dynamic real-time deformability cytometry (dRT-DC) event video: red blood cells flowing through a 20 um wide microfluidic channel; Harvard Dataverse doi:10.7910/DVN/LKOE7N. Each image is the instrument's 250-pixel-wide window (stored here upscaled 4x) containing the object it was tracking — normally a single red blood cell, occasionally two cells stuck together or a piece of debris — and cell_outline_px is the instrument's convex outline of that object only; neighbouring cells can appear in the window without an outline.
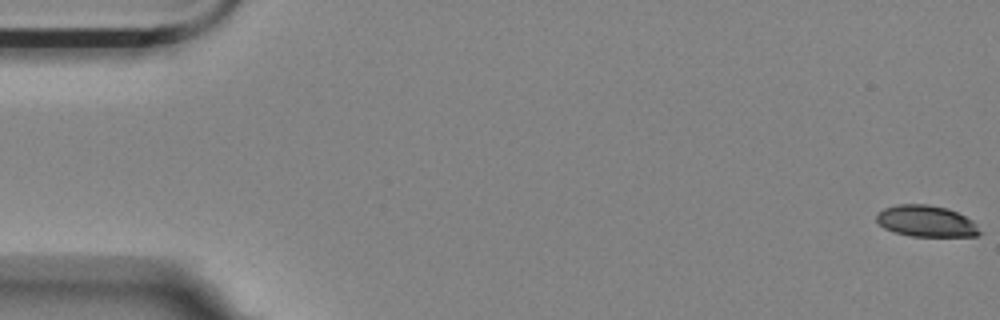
{"species": "Egyptian fruit bat (a non-hibernating species)", "species_latin": "Rousettus aegyptiacus", "temperature_condition": "room temperature", "stored_images_in_passage": 56, "camera_frame_rate_fps": 3000, "um_per_image_px": 0.085, "animal": {"sex": "female"}, "frame": {"image": 1, "passage_image": 1, "time_ms": 0.0, "image_size_px": [1000, 320], "cell_outline_px": [[984, 232], [976, 236], [912, 236], [892, 232], [884, 228], [876, 220], [876, 212], [884, 208], [896, 204], [928, 204], [948, 208], [972, 220]], "centroid_in_image_um": [78.72, 18.79], "position_along_channel_um": 6.3, "area_um2": 19.07}}
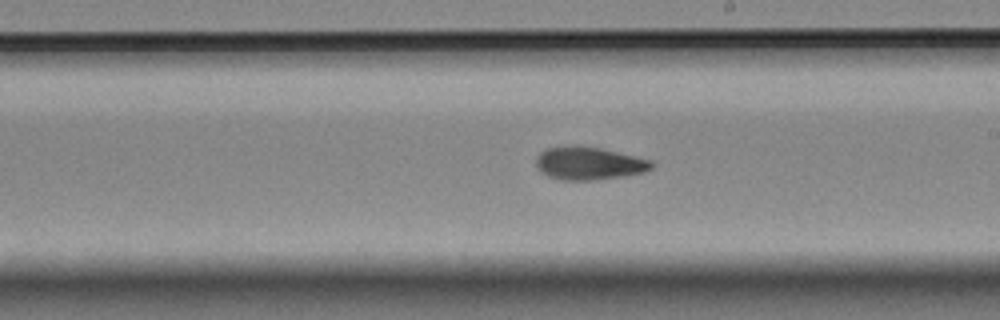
{"frame": {"image": 2, "passage_image": 32, "time_ms": 10.333, "image_size_px": [1000, 320], "cell_outline_px": [[656, 164], [652, 168], [644, 172], [624, 176], [596, 180], [560, 180], [548, 176], [540, 172], [536, 168], [536, 156], [540, 152], [548, 148], [576, 144], [600, 148], [652, 160]], "centroid_in_image_um": [50.04, 13.88], "position_along_channel_um": 239.0, "area_um2": 22.48}}
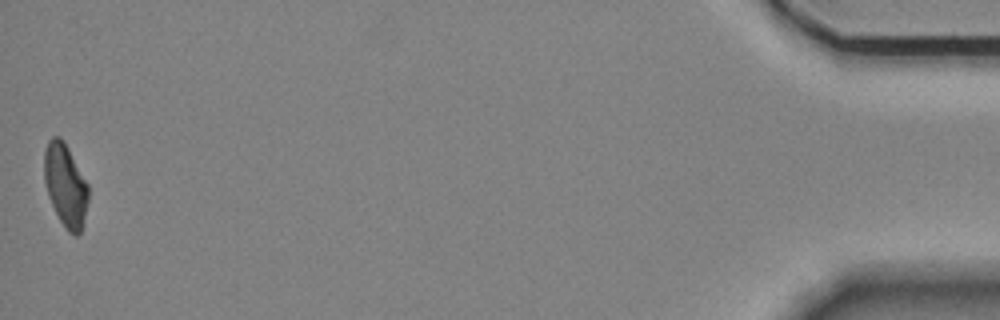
{"frame": {"image": 3, "passage_image": 56, "time_ms": 18.333, "image_size_px": [1000, 320], "cell_outline_px": [[88, 200], [80, 232], [76, 236], [72, 236], [68, 232], [60, 220], [48, 196], [44, 180], [44, 152], [48, 140], [52, 136], [60, 136], [64, 140], [88, 184]], "centroid_in_image_um": [5.55, 15.71], "position_along_channel_um": 429.7, "area_um2": 21.21}, "authors_computed_cell_mechanics": {"area_um2": 21.6461, "velocity_mm_per_s": 3.5642, "shape_relaxation_time_tau1_ms": 6.6682, "shape_relaxation_time_tau2_ms": 7.4647, "deformation_change_tau1": 0.1636, "deformation_change_tau2": 0.1421}}